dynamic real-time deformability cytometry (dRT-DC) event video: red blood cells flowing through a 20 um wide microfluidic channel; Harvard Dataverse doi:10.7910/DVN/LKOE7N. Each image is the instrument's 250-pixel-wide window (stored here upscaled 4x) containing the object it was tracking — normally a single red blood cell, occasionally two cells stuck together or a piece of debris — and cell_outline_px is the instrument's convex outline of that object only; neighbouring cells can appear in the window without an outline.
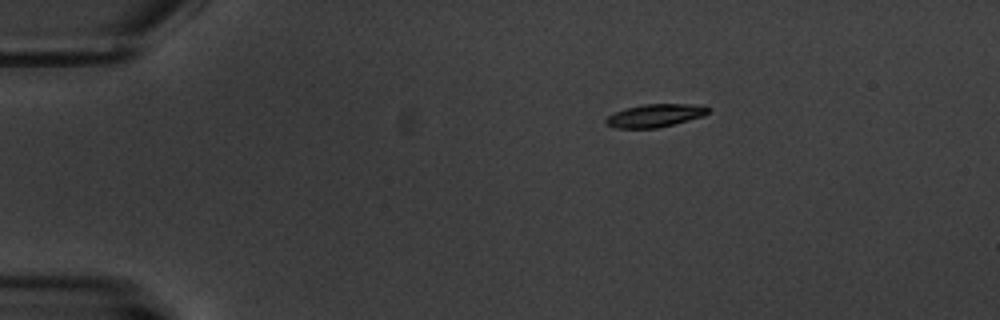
{"species": "common noctule bat (a hibernating species)", "species_latin": "Nyctalus noctula", "temperature_condition": "warm", "stored_images_in_passage": 3, "camera_frame_rate_fps": 3000, "um_per_image_px": 0.085, "animal": {"sex": "male", "body_mass_g": 20.1, "forearm_length_mm": 53.5}, "frame": {"image": 1, "passage_image": 1, "time_ms": 0.0, "image_size_px": [1000, 320], "cell_outline_px": [[712, 108], [704, 116], [656, 128], [616, 128], [604, 124], [604, 120], [608, 116], [616, 112], [628, 108], [644, 104], [704, 104]], "centroid_in_image_um": [55.72, 9.81], "position_along_channel_um": 29.3, "area_um2": 13.7}}